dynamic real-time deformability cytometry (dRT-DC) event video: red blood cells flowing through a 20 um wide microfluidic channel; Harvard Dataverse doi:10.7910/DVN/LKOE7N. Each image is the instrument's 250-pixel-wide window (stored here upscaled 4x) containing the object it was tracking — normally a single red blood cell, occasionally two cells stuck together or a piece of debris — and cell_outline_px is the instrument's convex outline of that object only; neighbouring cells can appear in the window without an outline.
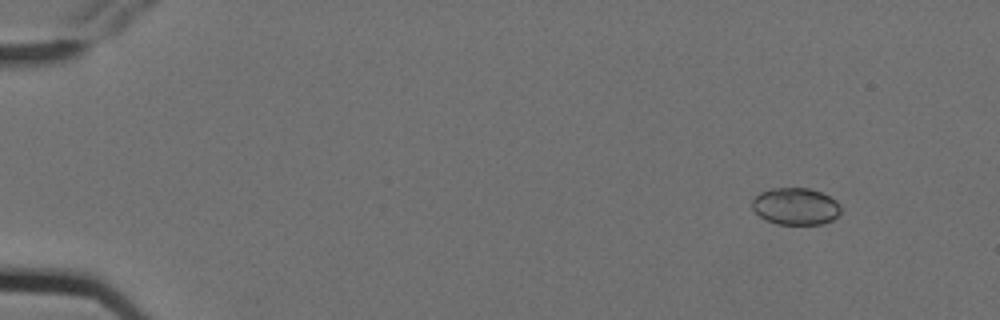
{"species": "Egyptian fruit bat (a non-hibernating species)", "species_latin": "Rousettus aegyptiacus", "temperature_condition": "cold", "stored_images_in_passage": 6, "camera_frame_rate_fps": 3000, "um_per_image_px": 0.085, "animal": {"sex": "female"}, "frame": {"image": 1, "passage_image": 1, "time_ms": 0.0, "image_size_px": [1000, 320], "cell_outline_px": [[840, 212], [832, 220], [820, 224], [776, 224], [764, 220], [752, 208], [752, 200], [760, 192], [772, 188], [808, 188], [820, 192], [836, 200], [840, 204]], "centroid_in_image_um": [67.6, 17.54], "position_along_channel_um": 17.4, "area_um2": 19.07}}
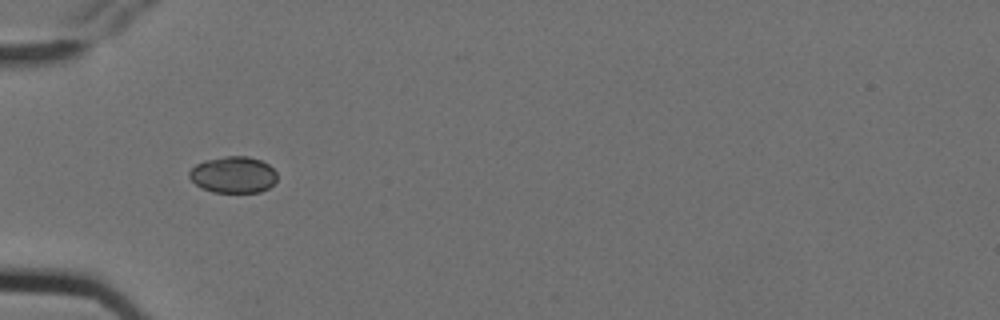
{"frame": {"image": 2, "passage_image": 5, "time_ms": 1.333, "image_size_px": [1000, 320], "cell_outline_px": [[276, 180], [268, 188], [260, 192], [212, 192], [200, 188], [188, 176], [188, 172], [196, 164], [204, 160], [224, 156], [248, 156], [260, 160], [268, 164], [276, 172]], "centroid_in_image_um": [19.8, 14.85], "position_along_channel_um": 65.2, "area_um2": 18.73}}
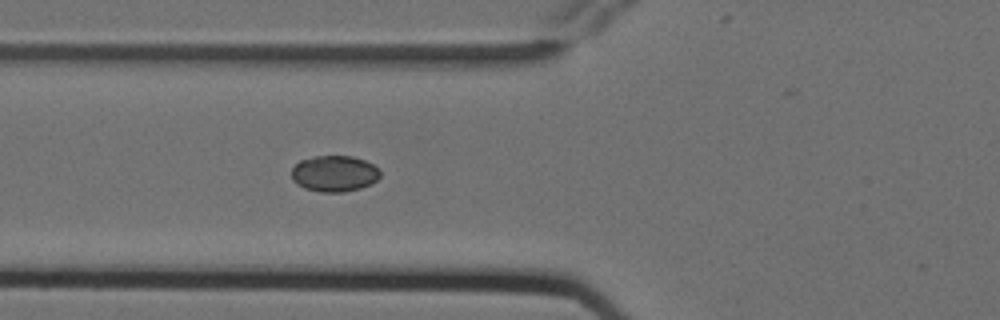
{"frame": {"image": 3, "passage_image": 6, "time_ms": 1.667, "image_size_px": [1000, 320], "cell_outline_px": [[380, 176], [372, 184], [360, 188], [344, 192], [320, 192], [304, 188], [296, 184], [292, 180], [292, 168], [300, 160], [316, 156], [352, 156], [364, 160], [380, 168]], "centroid_in_image_um": [28.42, 14.76], "position_along_channel_um": 97.4, "area_um2": 18.79}}